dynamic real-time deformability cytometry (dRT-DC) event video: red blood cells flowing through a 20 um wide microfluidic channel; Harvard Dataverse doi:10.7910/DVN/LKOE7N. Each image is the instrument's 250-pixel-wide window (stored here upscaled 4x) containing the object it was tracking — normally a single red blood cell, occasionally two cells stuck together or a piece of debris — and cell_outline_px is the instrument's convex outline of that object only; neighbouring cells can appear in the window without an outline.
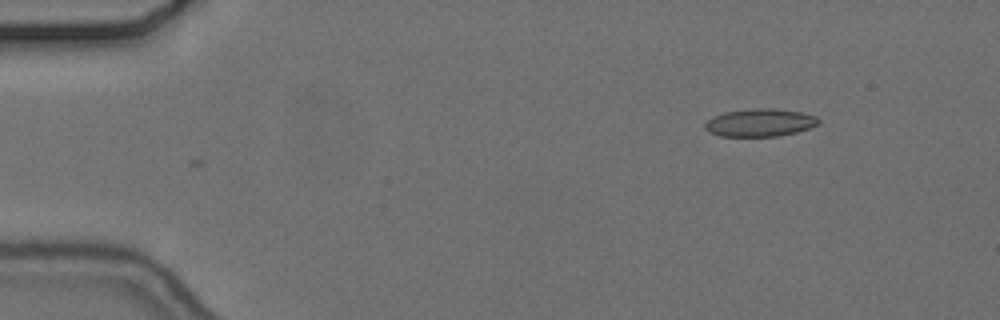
{"species": "common noctule bat (a hibernating species)", "species_latin": "Nyctalus noctula", "temperature_condition": "cold", "stored_images_in_passage": 50, "camera_frame_rate_fps": 3000, "um_per_image_px": 0.085, "animal": {"sex": "female", "body_mass_g": 24.6, "forearm_length_mm": 56.2}, "frame": {"image": 1, "passage_image": 1, "time_ms": 0.0, "image_size_px": [1000, 320], "cell_outline_px": [[820, 124], [796, 132], [780, 136], [720, 136], [708, 132], [704, 128], [704, 124], [712, 116], [724, 112], [752, 108], [772, 108], [800, 112], [816, 116], [820, 120]], "centroid_in_image_um": [64.57, 10.42], "position_along_channel_um": 20.4, "area_um2": 18.5}}
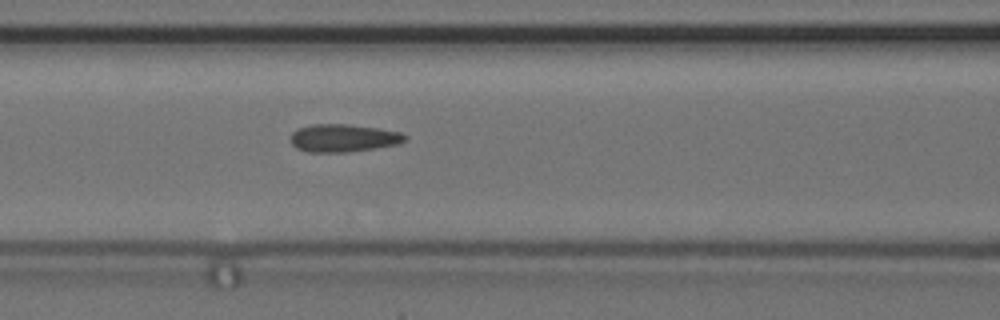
{"frame": {"image": 2, "passage_image": 18, "time_ms": 5.667, "image_size_px": [1000, 320], "cell_outline_px": [[408, 140], [396, 144], [376, 148], [348, 152], [308, 152], [296, 148], [292, 144], [292, 132], [296, 128], [312, 124], [348, 124], [376, 128], [400, 132], [408, 136]], "centroid_in_image_um": [29.18, 11.73], "position_along_channel_um": 137.4, "area_um2": 18.55}}
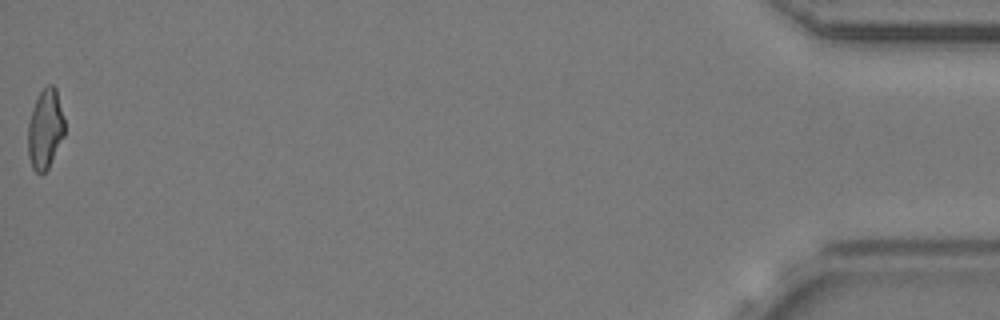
{"frame": {"image": 3, "passage_image": 50, "time_ms": 16.333, "image_size_px": [1000, 320], "cell_outline_px": [[64, 136], [48, 168], [40, 176], [32, 168], [28, 156], [28, 124], [32, 108], [40, 92], [48, 84], [52, 84], [56, 88], [64, 120]], "centroid_in_image_um": [3.83, 10.99], "position_along_channel_um": 431.4, "area_um2": 16.99}, "authors_computed_cell_mechanics": {"area_um2": 17.918, "velocity_mm_per_s": 3.6854, "shape_relaxation_time_tau1_ms": null, "shape_relaxation_time_tau2_ms": 2.1185, "deformation_change_tau1": null, "deformation_change_tau2": 0.1149}}